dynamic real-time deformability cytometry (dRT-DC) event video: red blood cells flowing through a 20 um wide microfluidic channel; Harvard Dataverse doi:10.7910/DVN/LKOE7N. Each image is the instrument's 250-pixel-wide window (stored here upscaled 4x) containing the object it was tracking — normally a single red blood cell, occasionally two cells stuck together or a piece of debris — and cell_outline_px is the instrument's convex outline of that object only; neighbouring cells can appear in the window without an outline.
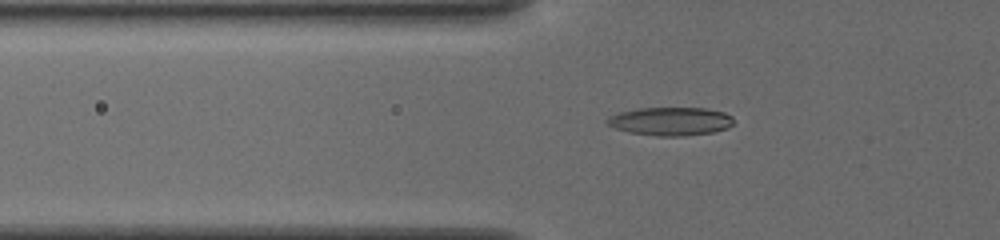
{"species": "common noctule bat (a hibernating species)", "species_latin": "Nyctalus noctula", "temperature_condition": "cold", "stored_images_in_passage": 47, "segment_of_instrument_passage": [1, 2], "camera_frame_rate_fps": 3000, "um_per_image_px": 0.085, "animal": {"sex": "female", "body_mass_g": 19.5, "forearm_length_mm": 54.1}, "frame": {"image": 1, "passage_image": 11, "time_ms": 3.333, "image_size_px": [1000, 240], "cell_outline_px": [[732, 124], [728, 128], [712, 132], [684, 136], [656, 136], [628, 132], [604, 124], [604, 120], [608, 116], [620, 112], [640, 108], [704, 108], [724, 112], [732, 116]], "centroid_in_image_um": [56.95, 10.31], "position_along_channel_um": 68.9, "area_um2": 20.98}}
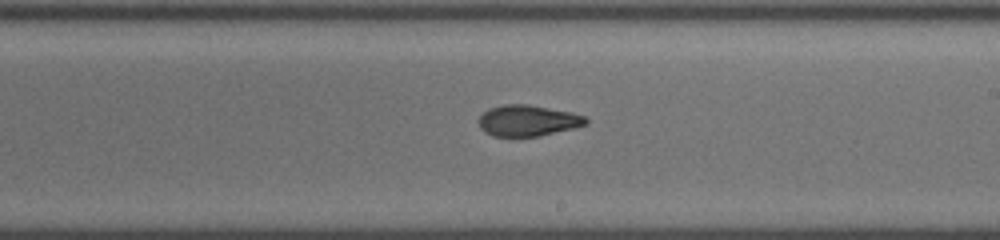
{"frame": {"image": 2, "passage_image": 25, "time_ms": 8.0, "image_size_px": [1000, 240], "cell_outline_px": [[588, 124], [540, 136], [492, 136], [484, 132], [480, 128], [480, 116], [488, 108], [508, 104], [524, 104], [568, 112], [584, 116], [588, 120]], "centroid_in_image_um": [44.83, 10.26], "position_along_channel_um": 244.2, "area_um2": 19.02}}
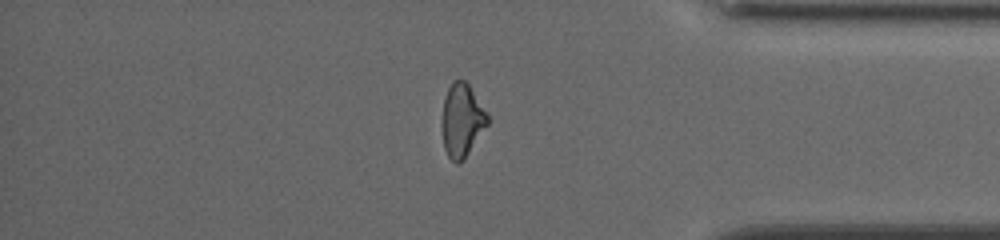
{"frame": {"image": 3, "passage_image": 38, "time_ms": 12.333, "image_size_px": [1000, 240], "cell_outline_px": [[488, 124], [464, 160], [456, 164], [448, 156], [444, 148], [440, 124], [444, 100], [448, 88], [452, 80], [464, 80], [468, 84], [488, 116]], "centroid_in_image_um": [39.22, 10.25], "position_along_channel_um": 396.0, "area_um2": 19.42}}